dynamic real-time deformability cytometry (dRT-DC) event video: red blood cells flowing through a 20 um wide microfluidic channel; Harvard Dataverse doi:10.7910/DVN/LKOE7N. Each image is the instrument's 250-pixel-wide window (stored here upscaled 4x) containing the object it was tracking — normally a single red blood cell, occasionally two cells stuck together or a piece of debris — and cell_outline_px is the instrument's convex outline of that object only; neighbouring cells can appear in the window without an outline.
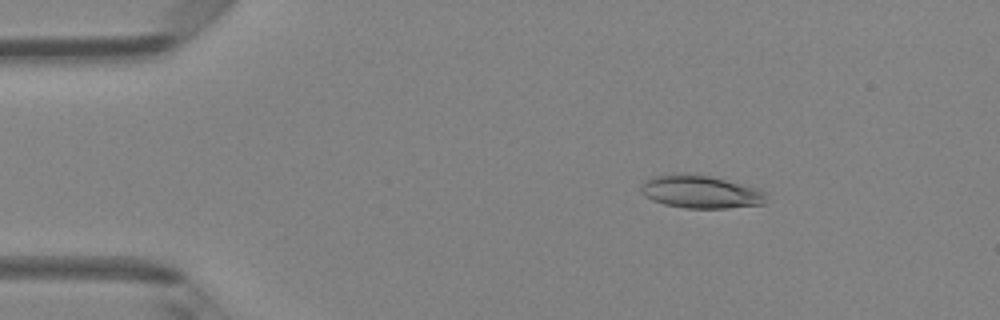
{"species": "Egyptian fruit bat (a non-hibernating species)", "species_latin": "Rousettus aegyptiacus", "temperature_condition": "room temperature", "stored_images_in_passage": 5, "camera_frame_rate_fps": 3000, "um_per_image_px": 0.085, "animal": {"sex": "female"}, "frame": {"image": 1, "passage_image": 3, "time_ms": 0.667, "image_size_px": [1000, 320], "cell_outline_px": [[764, 204], [724, 208], [684, 208], [664, 204], [652, 200], [644, 196], [640, 192], [640, 184], [644, 180], [652, 176], [672, 172], [688, 172], [712, 176], [760, 188], [764, 192]], "centroid_in_image_um": [59.47, 16.26], "position_along_channel_um": 25.5, "area_um2": 24.62}}
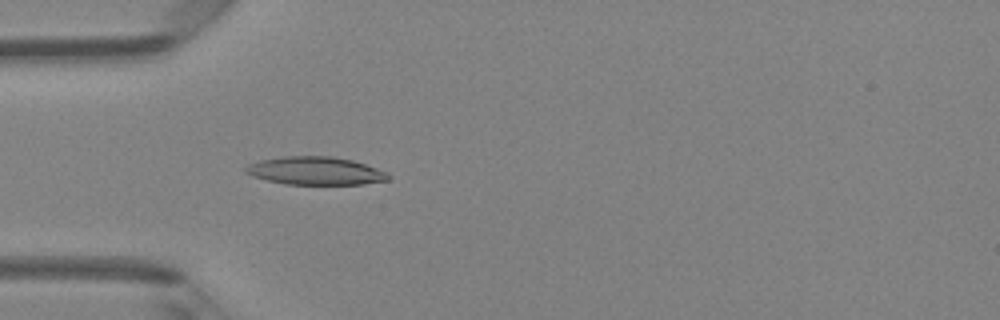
{"frame": {"image": 2, "passage_image": 5, "time_ms": 1.333, "image_size_px": [1000, 320], "cell_outline_px": [[392, 176], [388, 180], [364, 184], [284, 184], [252, 176], [244, 172], [244, 168], [248, 164], [260, 160], [280, 156], [332, 156], [352, 160], [388, 172]], "centroid_in_image_um": [26.8, 14.52], "position_along_channel_um": 58.2, "area_um2": 23.41}}